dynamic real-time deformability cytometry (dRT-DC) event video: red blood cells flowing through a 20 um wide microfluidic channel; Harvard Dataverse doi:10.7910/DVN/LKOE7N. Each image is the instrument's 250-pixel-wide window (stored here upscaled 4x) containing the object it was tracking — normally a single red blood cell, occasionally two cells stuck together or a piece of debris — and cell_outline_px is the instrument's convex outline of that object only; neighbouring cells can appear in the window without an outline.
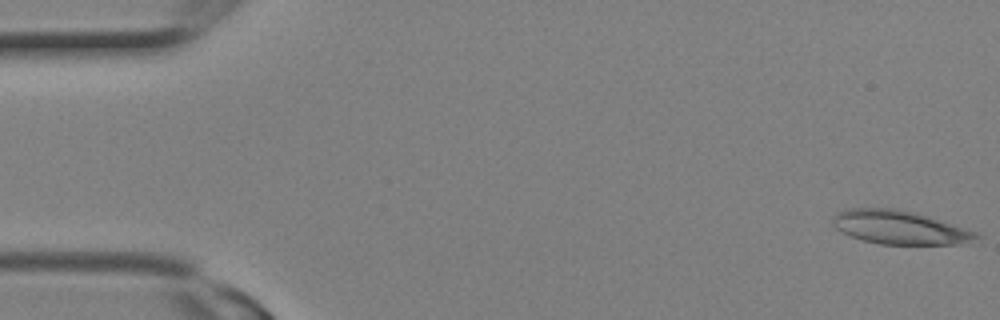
{"species": "Egyptian fruit bat (a non-hibernating species)", "species_latin": "Rousettus aegyptiacus", "temperature_condition": "room temperature", "stored_images_in_passage": 13, "camera_frame_rate_fps": 3000, "um_per_image_px": 0.085, "animal": {"sex": "female"}, "frame": {"image": 1, "passage_image": 1, "time_ms": 0.0, "image_size_px": [1000, 320], "cell_outline_px": [[984, 236], [956, 244], [880, 244], [864, 240], [840, 232], [832, 224], [832, 220], [840, 212], [848, 208], [896, 208], [928, 216], [976, 232]], "centroid_in_image_um": [76.44, 19.32], "position_along_channel_um": 8.6, "area_um2": 27.63}}
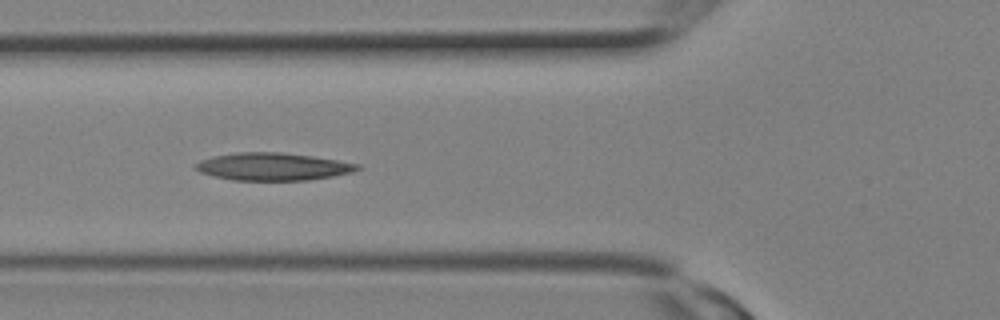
{"frame": {"image": 2, "passage_image": 10, "time_ms": 3.0, "image_size_px": [1000, 320], "cell_outline_px": [[360, 168], [352, 172], [332, 176], [308, 180], [232, 180], [212, 176], [200, 172], [192, 168], [200, 160], [212, 156], [236, 152], [280, 152], [312, 156], [360, 164]], "centroid_in_image_um": [23.14, 14.16], "position_along_channel_um": 102.7, "area_um2": 26.01}}
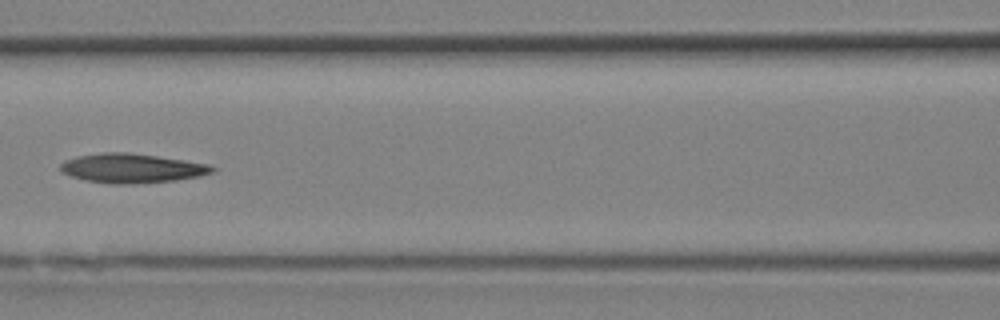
{"frame": {"image": 3, "passage_image": 12, "time_ms": 3.667, "image_size_px": [1000, 320], "cell_outline_px": [[216, 172], [200, 176], [176, 180], [132, 184], [112, 184], [84, 180], [60, 172], [60, 164], [64, 160], [76, 156], [100, 152], [128, 152], [184, 160], [208, 164], [216, 168]], "centroid_in_image_um": [11.19, 14.3], "position_along_channel_um": 155.4, "area_um2": 26.13}}